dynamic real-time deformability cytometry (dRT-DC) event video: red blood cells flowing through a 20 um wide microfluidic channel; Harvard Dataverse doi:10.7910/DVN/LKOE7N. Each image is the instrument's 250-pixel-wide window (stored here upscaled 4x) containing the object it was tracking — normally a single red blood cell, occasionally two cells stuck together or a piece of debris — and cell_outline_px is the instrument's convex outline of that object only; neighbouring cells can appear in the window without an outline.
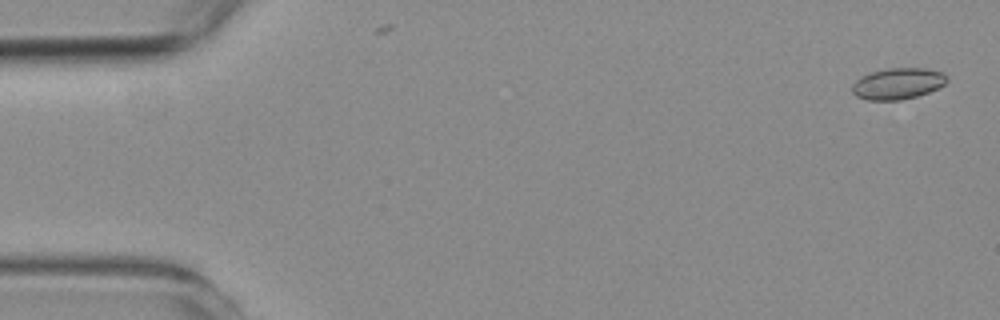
{"species": "common noctule bat (a hibernating species)", "species_latin": "Nyctalus noctula", "temperature_condition": "room temperature", "stored_images_in_passage": 58, "camera_frame_rate_fps": 3000, "um_per_image_px": 0.085, "animal": {"sex": "female", "body_mass_g": 19.3, "forearm_length_mm": 54.1}, "frame": {"image": 1, "passage_image": 2, "time_ms": 0.333, "image_size_px": [1000, 320], "cell_outline_px": [[948, 80], [944, 84], [928, 92], [916, 96], [900, 100], [868, 100], [856, 96], [852, 92], [852, 84], [860, 76], [872, 72], [888, 68], [924, 68], [944, 72], [948, 76]], "centroid_in_image_um": [76.31, 7.1], "position_along_channel_um": 8.7, "area_um2": 17.28}}
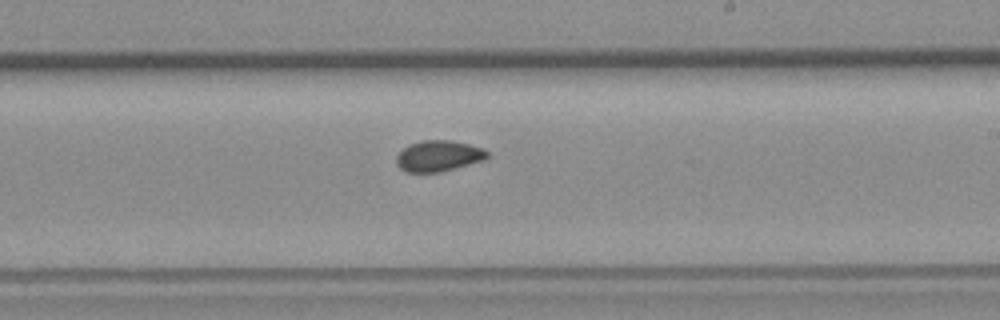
{"frame": {"image": 2, "passage_image": 34, "time_ms": 11.0, "image_size_px": [1000, 320], "cell_outline_px": [[488, 156], [484, 160], [440, 172], [404, 172], [396, 164], [396, 156], [408, 144], [420, 140], [452, 140], [484, 148], [488, 152]], "centroid_in_image_um": [37.26, 13.25], "position_along_channel_um": 251.7, "area_um2": 16.47}}
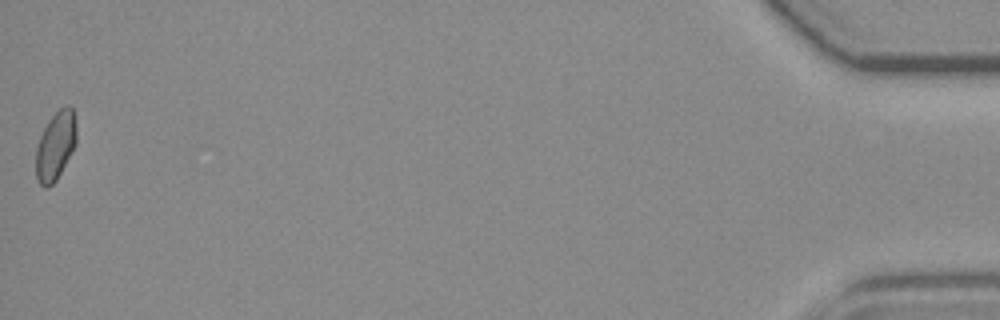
{"frame": {"image": 3, "passage_image": 58, "time_ms": 19.0, "image_size_px": [1000, 320], "cell_outline_px": [[76, 144], [56, 180], [48, 188], [44, 188], [36, 180], [36, 148], [40, 136], [48, 120], [60, 108], [68, 104], [72, 108], [76, 124]], "centroid_in_image_um": [4.71, 12.4], "position_along_channel_um": 430.5, "area_um2": 16.18}, "authors_computed_cell_mechanics": {"area_um2": 16.473, "velocity_mm_per_s": 3.548, "shape_relaxation_time_tau1_ms": null, "shape_relaxation_time_tau2_ms": 1.4629, "deformation_change_tau1": null, "deformation_change_tau2": 0.0498}}